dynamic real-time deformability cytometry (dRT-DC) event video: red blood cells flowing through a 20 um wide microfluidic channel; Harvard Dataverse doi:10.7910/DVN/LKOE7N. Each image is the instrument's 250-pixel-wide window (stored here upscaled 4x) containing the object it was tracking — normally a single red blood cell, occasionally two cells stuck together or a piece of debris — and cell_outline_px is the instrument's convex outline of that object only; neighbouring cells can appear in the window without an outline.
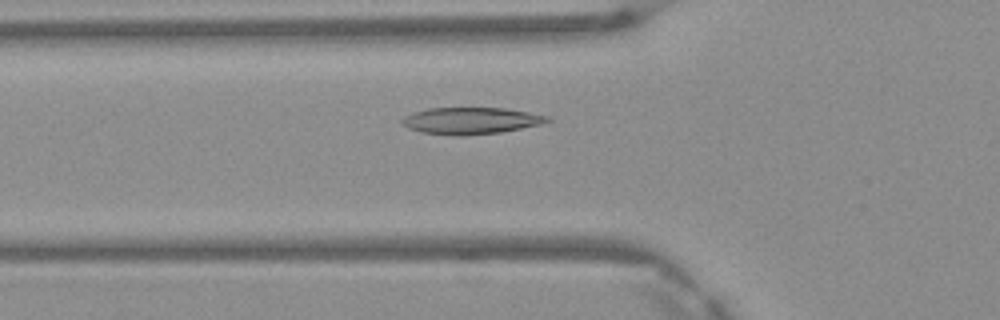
{"species": "Egyptian fruit bat (a non-hibernating species)", "species_latin": "Rousettus aegyptiacus", "temperature_condition": "warm", "stored_images_in_passage": 5, "camera_frame_rate_fps": 3000, "um_per_image_px": 0.085, "frame": {"image": 1, "passage_image": 5, "time_ms": 1.333, "image_size_px": [1000, 320], "cell_outline_px": [[552, 120], [544, 124], [500, 132], [464, 136], [452, 136], [420, 132], [408, 128], [400, 124], [400, 120], [404, 116], [412, 112], [428, 108], [504, 108], [528, 112], [548, 116]], "centroid_in_image_um": [39.98, 10.27], "position_along_channel_um": 85.8, "area_um2": 22.95}}